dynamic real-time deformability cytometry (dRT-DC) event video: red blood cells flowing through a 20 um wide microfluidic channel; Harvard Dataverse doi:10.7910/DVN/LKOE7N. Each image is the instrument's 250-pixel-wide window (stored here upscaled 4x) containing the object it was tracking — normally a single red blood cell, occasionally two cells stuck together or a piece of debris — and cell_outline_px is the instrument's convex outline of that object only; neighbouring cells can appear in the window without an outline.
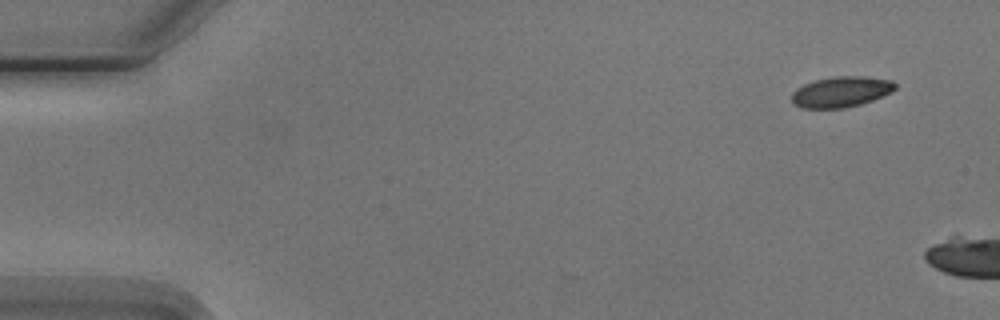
{"species": "Egyptian fruit bat (a non-hibernating species)", "species_latin": "Rousettus aegyptiacus", "temperature_condition": "cold", "stored_images_in_passage": 3, "camera_frame_rate_fps": 3000, "um_per_image_px": 0.085, "animal": {"sex": "male"}, "frame": {"image": 1, "passage_image": 1, "time_ms": 0.0, "image_size_px": [1000, 320], "cell_outline_px": [[896, 88], [892, 92], [872, 100], [860, 104], [844, 108], [800, 108], [792, 104], [792, 92], [796, 88], [804, 84], [816, 80], [832, 76], [864, 76], [892, 80], [896, 84]], "centroid_in_image_um": [71.48, 7.8], "position_along_channel_um": 13.5, "area_um2": 18.61}}